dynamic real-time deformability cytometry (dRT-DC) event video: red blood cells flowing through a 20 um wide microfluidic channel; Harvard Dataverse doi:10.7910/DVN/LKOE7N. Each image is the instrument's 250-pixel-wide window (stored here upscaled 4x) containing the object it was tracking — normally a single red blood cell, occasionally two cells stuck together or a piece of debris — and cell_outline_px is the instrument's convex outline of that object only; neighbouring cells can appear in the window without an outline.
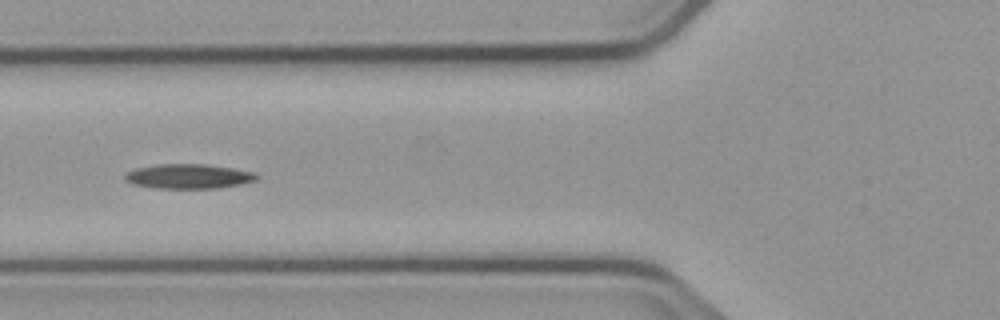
{"species": "common noctule bat (a hibernating species)", "species_latin": "Nyctalus noctula", "temperature_condition": "cold", "stored_images_in_passage": 5, "camera_frame_rate_fps": 3000, "um_per_image_px": 0.085, "animal": {"sex": "male", "body_mass_g": 23.1, "forearm_length_mm": 52.7}, "frame": {"image": 1, "passage_image": 4, "time_ms": 3.667, "image_size_px": [1000, 320], "cell_outline_px": [[260, 176], [256, 180], [240, 184], [216, 188], [156, 188], [132, 184], [124, 180], [124, 176], [128, 172], [136, 168], [156, 164], [204, 164], [232, 168], [256, 172]], "centroid_in_image_um": [16.03, 14.98], "position_along_channel_um": 109.8, "area_um2": 18.9}}
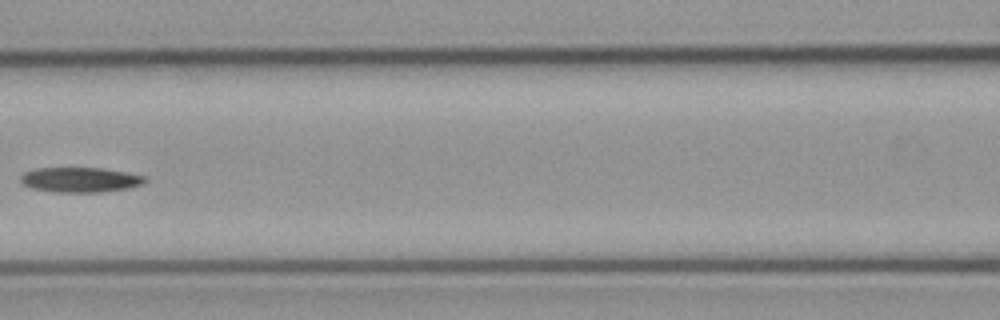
{"frame": {"image": 2, "passage_image": 5, "time_ms": 5.0, "image_size_px": [1000, 320], "cell_outline_px": [[148, 180], [140, 184], [128, 188], [100, 192], [56, 192], [32, 188], [24, 184], [20, 180], [20, 176], [24, 172], [32, 168], [104, 168], [144, 176]], "centroid_in_image_um": [6.78, 15.27], "position_along_channel_um": 159.8, "area_um2": 17.98}}